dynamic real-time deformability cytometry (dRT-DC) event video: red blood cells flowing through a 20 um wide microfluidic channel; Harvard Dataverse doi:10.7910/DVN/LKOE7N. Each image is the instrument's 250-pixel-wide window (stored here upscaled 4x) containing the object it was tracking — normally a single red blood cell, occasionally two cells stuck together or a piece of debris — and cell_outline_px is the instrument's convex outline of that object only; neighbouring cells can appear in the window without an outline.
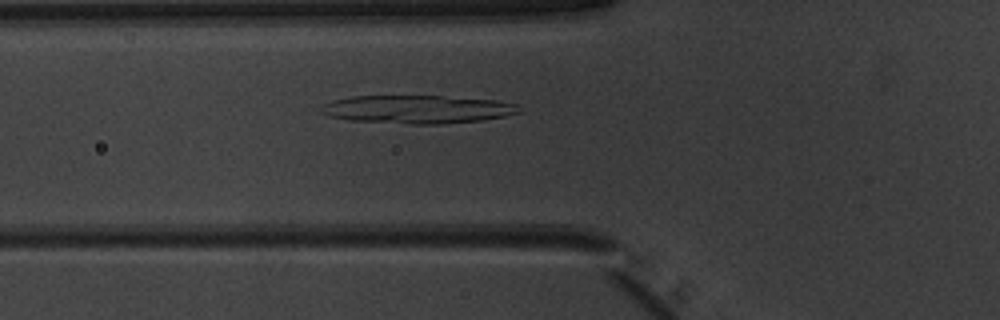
{"species": "common noctule bat (a hibernating species)", "species_latin": "Nyctalus noctula", "temperature_condition": "warm", "stored_images_in_passage": 48, "camera_frame_rate_fps": 3000, "um_per_image_px": 0.085, "animal": {"sex": "male", "body_mass_g": 20.1, "forearm_length_mm": 53.5}, "frame": {"image": 1, "passage_image": 16, "time_ms": 5.0, "image_size_px": [1000, 320], "cell_outline_px": [[524, 108], [520, 112], [504, 116], [480, 120], [440, 124], [412, 124], [348, 120], [328, 116], [320, 112], [320, 108], [324, 104], [336, 100], [352, 96], [440, 96], [496, 100], [520, 104]], "centroid_in_image_um": [35.52, 9.29], "position_along_channel_um": 90.3, "area_um2": 32.54}}
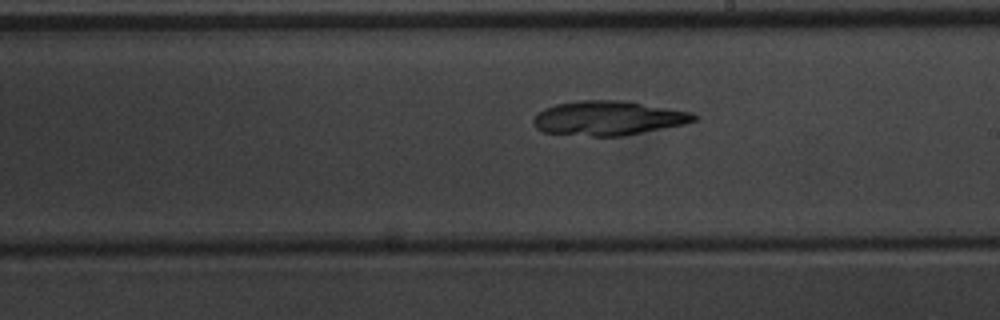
{"frame": {"image": 2, "passage_image": 27, "time_ms": 8.667, "image_size_px": [1000, 320], "cell_outline_px": [[700, 116], [696, 120], [684, 124], [624, 136], [592, 136], [544, 132], [536, 128], [532, 124], [532, 120], [544, 108], [556, 104], [580, 100], [624, 100], [692, 112]], "centroid_in_image_um": [51.72, 10.03], "position_along_channel_um": 237.3, "area_um2": 32.19}}
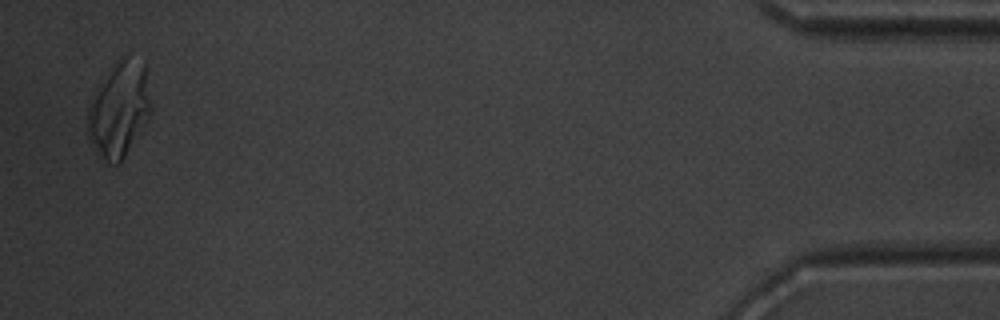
{"frame": {"image": 3, "passage_image": 47, "time_ms": 15.333, "image_size_px": [1000, 320], "cell_outline_px": [[152, 112], [120, 164], [108, 164], [96, 152], [88, 136], [88, 104], [100, 84], [120, 56], [128, 56], [144, 60], [152, 104]], "centroid_in_image_um": [10.16, 9.29], "position_along_channel_um": 425.0, "area_um2": 35.2}}